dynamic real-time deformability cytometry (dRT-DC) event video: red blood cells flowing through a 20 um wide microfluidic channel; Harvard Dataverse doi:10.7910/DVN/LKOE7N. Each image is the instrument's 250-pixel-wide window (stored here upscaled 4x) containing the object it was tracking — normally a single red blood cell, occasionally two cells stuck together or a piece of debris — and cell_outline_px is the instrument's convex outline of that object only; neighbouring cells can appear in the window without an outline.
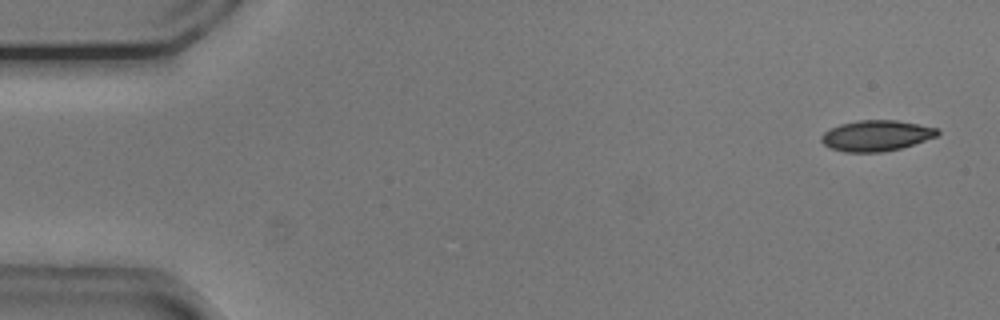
{"species": "common noctule bat (a hibernating species)", "species_latin": "Nyctalus noctula", "temperature_condition": "cold", "stored_images_in_passage": 52, "camera_frame_rate_fps": 3000, "um_per_image_px": 0.085, "animal": {"sex": "male", "body_mass_g": 20.5, "forearm_length_mm": 52.5}, "frame": {"image": 1, "passage_image": 1, "time_ms": 0.0, "image_size_px": [1000, 320], "cell_outline_px": [[940, 132], [936, 136], [900, 148], [884, 152], [844, 152], [828, 148], [820, 140], [820, 136], [824, 132], [840, 124], [860, 120], [896, 120], [940, 128]], "centroid_in_image_um": [74.46, 11.53], "position_along_channel_um": 10.5, "area_um2": 20.81}}
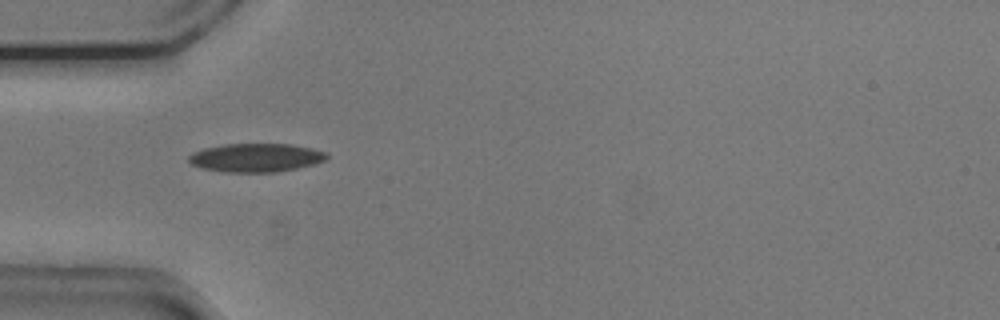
{"frame": {"image": 2, "passage_image": 15, "time_ms": 4.667, "image_size_px": [1000, 320], "cell_outline_px": [[328, 156], [324, 160], [312, 164], [296, 168], [276, 172], [224, 172], [200, 168], [192, 164], [188, 160], [188, 156], [192, 152], [204, 148], [224, 144], [292, 144], [312, 148], [328, 152]], "centroid_in_image_um": [21.73, 13.4], "position_along_channel_um": 63.3, "area_um2": 23.0}}
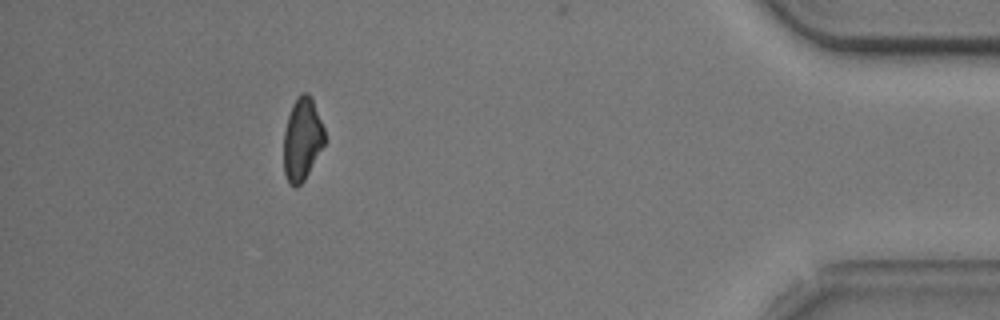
{"frame": {"image": 3, "passage_image": 47, "time_ms": 15.333, "image_size_px": [1000, 320], "cell_outline_px": [[324, 144], [304, 180], [296, 188], [288, 184], [284, 172], [284, 132], [288, 116], [292, 104], [300, 92], [308, 92], [312, 100], [324, 128]], "centroid_in_image_um": [25.66, 11.84], "position_along_channel_um": 409.5, "area_um2": 19.54}}